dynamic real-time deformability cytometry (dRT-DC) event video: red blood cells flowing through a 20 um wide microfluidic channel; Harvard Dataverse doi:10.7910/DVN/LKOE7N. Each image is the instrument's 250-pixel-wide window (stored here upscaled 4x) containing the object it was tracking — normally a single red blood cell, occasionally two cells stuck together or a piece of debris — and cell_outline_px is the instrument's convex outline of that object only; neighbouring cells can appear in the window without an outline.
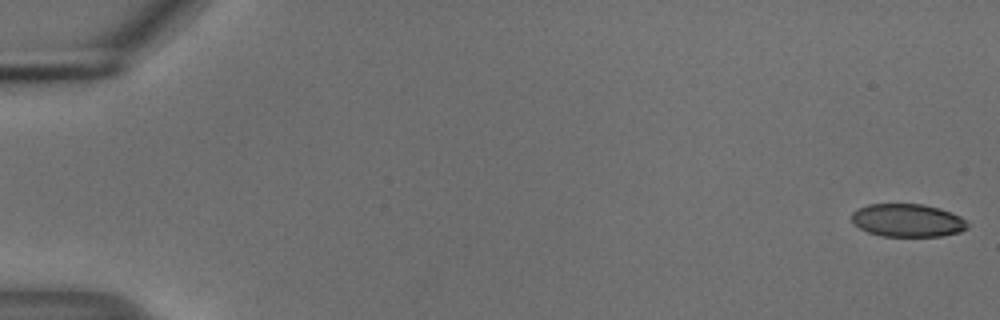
{"species": "common noctule bat (a hibernating species)", "species_latin": "Nyctalus noctula", "temperature_condition": "cold", "stored_images_in_passage": 16, "camera_frame_rate_fps": 3000, "um_per_image_px": 0.085, "animal": {"sex": "male", "body_mass_g": 18.8}, "frame": {"image": 1, "passage_image": 1, "time_ms": 0.0, "image_size_px": [1000, 320], "cell_outline_px": [[968, 228], [960, 232], [940, 236], [880, 236], [868, 232], [852, 224], [852, 212], [868, 204], [924, 204], [940, 208], [952, 212], [960, 216], [968, 224]], "centroid_in_image_um": [77.14, 18.73], "position_along_channel_um": 7.9, "area_um2": 22.37}}
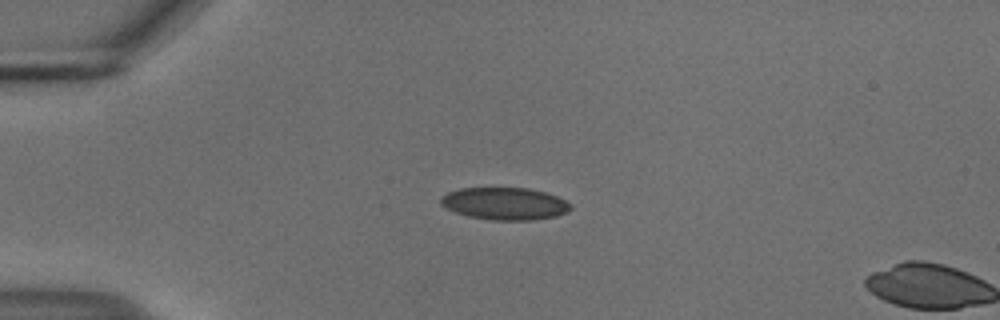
{"frame": {"image": 2, "passage_image": 14, "time_ms": 4.333, "image_size_px": [1000, 320], "cell_outline_px": [[572, 208], [568, 212], [556, 216], [532, 220], [492, 220], [468, 216], [456, 212], [440, 204], [440, 196], [448, 192], [460, 188], [528, 188], [544, 192], [556, 196], [572, 204]], "centroid_in_image_um": [42.91, 17.31], "position_along_channel_um": 42.1, "area_um2": 24.45}}